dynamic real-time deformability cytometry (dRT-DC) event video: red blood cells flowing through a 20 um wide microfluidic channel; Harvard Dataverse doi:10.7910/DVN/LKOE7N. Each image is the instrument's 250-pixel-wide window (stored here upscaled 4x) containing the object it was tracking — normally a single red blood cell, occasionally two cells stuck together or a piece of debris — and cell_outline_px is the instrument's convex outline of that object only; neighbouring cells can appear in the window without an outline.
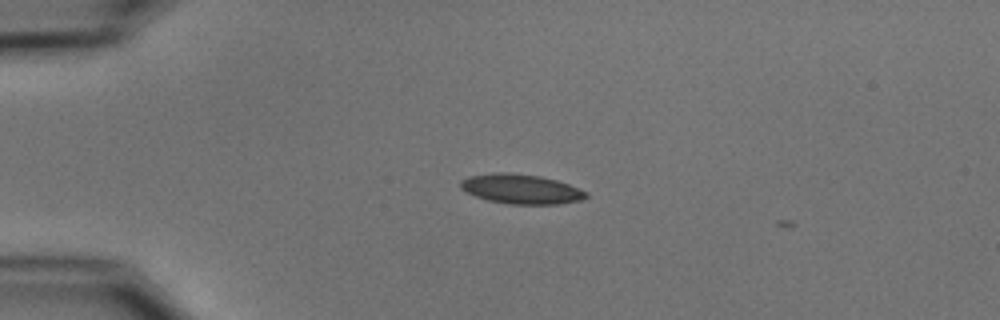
{"species": "common noctule bat (a hibernating species)", "species_latin": "Nyctalus noctula", "temperature_condition": "cold", "stored_images_in_passage": 1, "camera_frame_rate_fps": 3000, "um_per_image_px": 0.085, "animal": {"sex": "male", "body_mass_g": 15.6}, "frame": {"image": 1, "passage_image": 1, "time_ms": 0.0, "image_size_px": [1000, 320], "cell_outline_px": [[588, 196], [580, 200], [560, 204], [508, 204], [488, 200], [476, 196], [460, 188], [460, 180], [468, 176], [492, 172], [508, 172], [540, 176], [556, 180], [568, 184], [588, 192]], "centroid_in_image_um": [44.27, 16.06], "position_along_channel_um": 40.7, "area_um2": 21.73}}